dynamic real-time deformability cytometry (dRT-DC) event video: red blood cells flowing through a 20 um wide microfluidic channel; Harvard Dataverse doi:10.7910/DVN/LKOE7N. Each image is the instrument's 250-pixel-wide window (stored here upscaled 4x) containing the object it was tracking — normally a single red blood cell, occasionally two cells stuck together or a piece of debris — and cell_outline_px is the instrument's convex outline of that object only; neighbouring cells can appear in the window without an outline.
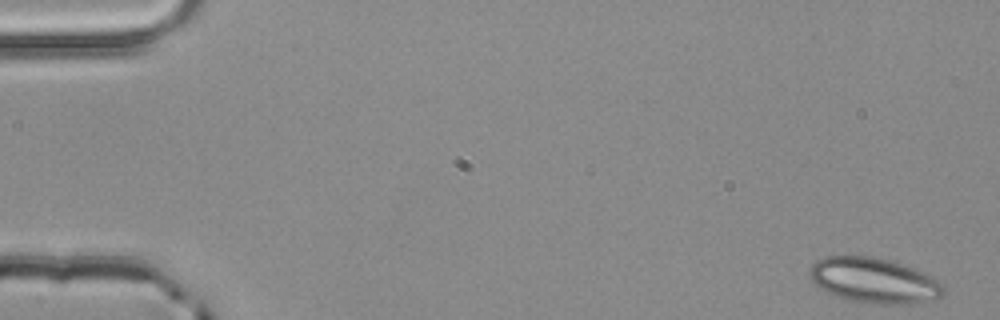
{"species": "common noctule bat (a hibernating species)", "species_latin": "Nyctalus noctula", "temperature_condition": "room temperature", "stored_images_in_passage": 4, "camera_frame_rate_fps": 3000, "um_per_image_px": 0.085, "animal": {"sex": "male", "body_mass_g": 20.4}, "frame": {"image": 1, "passage_image": 1, "time_ms": 0.0, "image_size_px": [1000, 320], "cell_outline_px": [[944, 292], [936, 300], [908, 304], [884, 304], [848, 300], [836, 296], [820, 288], [812, 280], [812, 264], [816, 260], [824, 256], [872, 256], [888, 260], [924, 272], [940, 280], [944, 288]], "centroid_in_image_um": [74.34, 23.84], "position_along_channel_um": 10.7, "area_um2": 35.08}}